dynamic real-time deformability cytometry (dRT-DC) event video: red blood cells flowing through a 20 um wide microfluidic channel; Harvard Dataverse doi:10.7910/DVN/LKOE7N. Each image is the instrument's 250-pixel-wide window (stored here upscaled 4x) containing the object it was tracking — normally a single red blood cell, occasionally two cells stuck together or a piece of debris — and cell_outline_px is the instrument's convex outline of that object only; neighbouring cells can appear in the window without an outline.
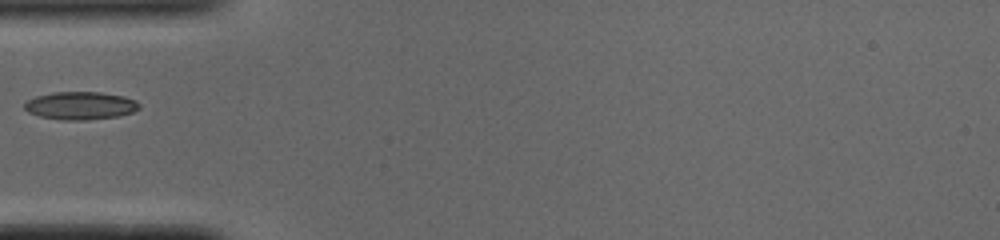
{"species": "common noctule bat (a hibernating species)", "species_latin": "Nyctalus noctula", "temperature_condition": "cold", "stored_images_in_passage": 32, "camera_frame_rate_fps": 3000, "um_per_image_px": 0.085, "animal": {"sex": "male", "body_mass_g": 19.0, "forearm_length_mm": 50.8}, "frame": {"image": 1, "passage_image": 1, "time_ms": 0.0, "image_size_px": [1000, 240], "cell_outline_px": [[140, 108], [132, 112], [120, 116], [88, 120], [64, 120], [40, 116], [28, 112], [24, 108], [24, 104], [28, 100], [36, 96], [56, 92], [100, 92], [124, 96], [136, 100], [140, 104]], "centroid_in_image_um": [6.87, 8.98], "position_along_channel_um": 78.1, "area_um2": 18.67}}
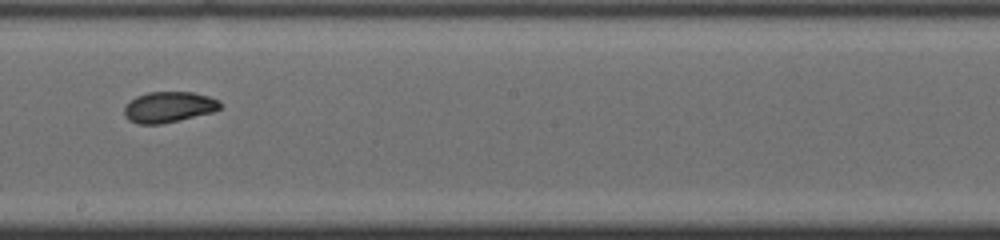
{"frame": {"image": 2, "passage_image": 13, "time_ms": 4.0, "image_size_px": [1000, 240], "cell_outline_px": [[220, 108], [212, 112], [160, 124], [136, 124], [128, 120], [124, 116], [124, 108], [136, 96], [148, 92], [192, 92], [208, 96], [220, 100]], "centroid_in_image_um": [14.32, 9.1], "position_along_channel_um": 233.9, "area_um2": 17.05}}
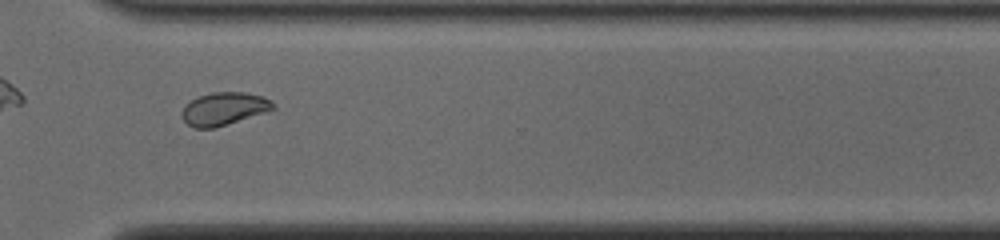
{"frame": {"image": 3, "passage_image": 22, "time_ms": 7.0, "image_size_px": [1000, 240], "cell_outline_px": [[276, 108], [268, 112], [212, 128], [192, 128], [180, 116], [180, 112], [184, 104], [200, 96], [212, 92], [244, 92], [260, 96], [272, 100], [276, 104]], "centroid_in_image_um": [19.03, 9.24], "position_along_channel_um": 351.6, "area_um2": 17.57}}